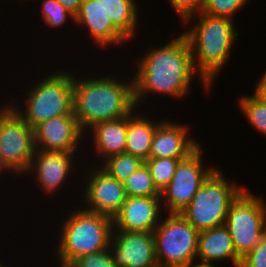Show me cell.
<instances>
[{"mask_svg": "<svg viewBox=\"0 0 266 267\" xmlns=\"http://www.w3.org/2000/svg\"><path fill=\"white\" fill-rule=\"evenodd\" d=\"M189 129L186 124L162 120L154 132L149 158L189 157L201 146L194 137L188 135Z\"/></svg>", "mask_w": 266, "mask_h": 267, "instance_id": "2e32d148", "label": "cell"}, {"mask_svg": "<svg viewBox=\"0 0 266 267\" xmlns=\"http://www.w3.org/2000/svg\"><path fill=\"white\" fill-rule=\"evenodd\" d=\"M85 136L74 114L56 116L34 128L35 149L76 152Z\"/></svg>", "mask_w": 266, "mask_h": 267, "instance_id": "4fadbf2b", "label": "cell"}, {"mask_svg": "<svg viewBox=\"0 0 266 267\" xmlns=\"http://www.w3.org/2000/svg\"><path fill=\"white\" fill-rule=\"evenodd\" d=\"M58 71V72H57ZM36 79L26 92L24 110L14 104L9 105L31 127L61 115L73 114L74 76L68 71L57 70ZM14 105V106H13ZM26 106V107H25Z\"/></svg>", "mask_w": 266, "mask_h": 267, "instance_id": "5b68a950", "label": "cell"}, {"mask_svg": "<svg viewBox=\"0 0 266 267\" xmlns=\"http://www.w3.org/2000/svg\"><path fill=\"white\" fill-rule=\"evenodd\" d=\"M221 170L216 167L180 213L198 231L224 225L231 203L245 189Z\"/></svg>", "mask_w": 266, "mask_h": 267, "instance_id": "8992f818", "label": "cell"}, {"mask_svg": "<svg viewBox=\"0 0 266 267\" xmlns=\"http://www.w3.org/2000/svg\"><path fill=\"white\" fill-rule=\"evenodd\" d=\"M85 171V189L82 195L85 210L102 213L112 218L121 210L127 195L122 182L110 176L100 166ZM86 206V207H85Z\"/></svg>", "mask_w": 266, "mask_h": 267, "instance_id": "8fae6325", "label": "cell"}, {"mask_svg": "<svg viewBox=\"0 0 266 267\" xmlns=\"http://www.w3.org/2000/svg\"><path fill=\"white\" fill-rule=\"evenodd\" d=\"M136 110L139 111L135 108L128 115L125 152L145 162L149 159L154 132L162 121H152L148 117H144V115L136 114Z\"/></svg>", "mask_w": 266, "mask_h": 267, "instance_id": "ffe728a7", "label": "cell"}, {"mask_svg": "<svg viewBox=\"0 0 266 267\" xmlns=\"http://www.w3.org/2000/svg\"><path fill=\"white\" fill-rule=\"evenodd\" d=\"M253 94L266 104V84H256Z\"/></svg>", "mask_w": 266, "mask_h": 267, "instance_id": "1f68e13d", "label": "cell"}, {"mask_svg": "<svg viewBox=\"0 0 266 267\" xmlns=\"http://www.w3.org/2000/svg\"><path fill=\"white\" fill-rule=\"evenodd\" d=\"M139 58L136 65L138 70L133 77L134 99L138 108L148 94L184 98L195 74H198L205 90L211 89L195 70L190 44L183 33L163 46H152Z\"/></svg>", "mask_w": 266, "mask_h": 267, "instance_id": "6da1fadb", "label": "cell"}, {"mask_svg": "<svg viewBox=\"0 0 266 267\" xmlns=\"http://www.w3.org/2000/svg\"><path fill=\"white\" fill-rule=\"evenodd\" d=\"M111 22L130 40L137 31L139 7L137 0H99Z\"/></svg>", "mask_w": 266, "mask_h": 267, "instance_id": "44dd1931", "label": "cell"}, {"mask_svg": "<svg viewBox=\"0 0 266 267\" xmlns=\"http://www.w3.org/2000/svg\"><path fill=\"white\" fill-rule=\"evenodd\" d=\"M35 151L34 129L5 104L0 109V171L26 174Z\"/></svg>", "mask_w": 266, "mask_h": 267, "instance_id": "ba28073f", "label": "cell"}, {"mask_svg": "<svg viewBox=\"0 0 266 267\" xmlns=\"http://www.w3.org/2000/svg\"><path fill=\"white\" fill-rule=\"evenodd\" d=\"M75 153L36 150L26 174L35 172L38 185L49 196L64 186L69 174L74 172Z\"/></svg>", "mask_w": 266, "mask_h": 267, "instance_id": "9a60e30c", "label": "cell"}, {"mask_svg": "<svg viewBox=\"0 0 266 267\" xmlns=\"http://www.w3.org/2000/svg\"><path fill=\"white\" fill-rule=\"evenodd\" d=\"M240 267H266V233L259 243L242 258Z\"/></svg>", "mask_w": 266, "mask_h": 267, "instance_id": "f1b7e54d", "label": "cell"}, {"mask_svg": "<svg viewBox=\"0 0 266 267\" xmlns=\"http://www.w3.org/2000/svg\"><path fill=\"white\" fill-rule=\"evenodd\" d=\"M257 84H266V71L265 73L259 78V80L256 82Z\"/></svg>", "mask_w": 266, "mask_h": 267, "instance_id": "836d02e7", "label": "cell"}, {"mask_svg": "<svg viewBox=\"0 0 266 267\" xmlns=\"http://www.w3.org/2000/svg\"><path fill=\"white\" fill-rule=\"evenodd\" d=\"M197 262H198L197 260L192 261L183 267H217V266H215L214 263H205V262H201V261H199V263H197Z\"/></svg>", "mask_w": 266, "mask_h": 267, "instance_id": "d6a6232c", "label": "cell"}, {"mask_svg": "<svg viewBox=\"0 0 266 267\" xmlns=\"http://www.w3.org/2000/svg\"><path fill=\"white\" fill-rule=\"evenodd\" d=\"M123 185L127 196L160 197L161 195L145 163L129 176Z\"/></svg>", "mask_w": 266, "mask_h": 267, "instance_id": "603a6c76", "label": "cell"}, {"mask_svg": "<svg viewBox=\"0 0 266 267\" xmlns=\"http://www.w3.org/2000/svg\"><path fill=\"white\" fill-rule=\"evenodd\" d=\"M62 221L60 240L55 249L58 262L71 264L82 255L109 249L113 218L82 208H74Z\"/></svg>", "mask_w": 266, "mask_h": 267, "instance_id": "277c9868", "label": "cell"}, {"mask_svg": "<svg viewBox=\"0 0 266 267\" xmlns=\"http://www.w3.org/2000/svg\"><path fill=\"white\" fill-rule=\"evenodd\" d=\"M75 25L88 29L95 46H122L130 41L110 20L100 6L99 0H83L79 13L75 16Z\"/></svg>", "mask_w": 266, "mask_h": 267, "instance_id": "e0dca14e", "label": "cell"}, {"mask_svg": "<svg viewBox=\"0 0 266 267\" xmlns=\"http://www.w3.org/2000/svg\"><path fill=\"white\" fill-rule=\"evenodd\" d=\"M202 150L200 146L189 157L181 160L171 181L162 190L160 198L164 214L183 212L203 182L216 169L203 165Z\"/></svg>", "mask_w": 266, "mask_h": 267, "instance_id": "30bf717a", "label": "cell"}, {"mask_svg": "<svg viewBox=\"0 0 266 267\" xmlns=\"http://www.w3.org/2000/svg\"><path fill=\"white\" fill-rule=\"evenodd\" d=\"M128 128V115L119 119H112L98 122L93 125L86 133L92 136L96 157L105 159L125 152L126 134ZM91 130V131H90Z\"/></svg>", "mask_w": 266, "mask_h": 267, "instance_id": "d6986e66", "label": "cell"}, {"mask_svg": "<svg viewBox=\"0 0 266 267\" xmlns=\"http://www.w3.org/2000/svg\"><path fill=\"white\" fill-rule=\"evenodd\" d=\"M60 267H74V266L71 265V264H66V263H61L60 262Z\"/></svg>", "mask_w": 266, "mask_h": 267, "instance_id": "e575fe53", "label": "cell"}, {"mask_svg": "<svg viewBox=\"0 0 266 267\" xmlns=\"http://www.w3.org/2000/svg\"><path fill=\"white\" fill-rule=\"evenodd\" d=\"M143 163L144 161L140 158L123 152L105 159L99 166L110 176L123 183L129 176L136 172Z\"/></svg>", "mask_w": 266, "mask_h": 267, "instance_id": "7402d4cb", "label": "cell"}, {"mask_svg": "<svg viewBox=\"0 0 266 267\" xmlns=\"http://www.w3.org/2000/svg\"><path fill=\"white\" fill-rule=\"evenodd\" d=\"M231 260L240 267L242 258L235 251L232 238L225 225L199 231L196 260L205 263Z\"/></svg>", "mask_w": 266, "mask_h": 267, "instance_id": "ac0fdd59", "label": "cell"}, {"mask_svg": "<svg viewBox=\"0 0 266 267\" xmlns=\"http://www.w3.org/2000/svg\"><path fill=\"white\" fill-rule=\"evenodd\" d=\"M43 22L51 28L60 27L66 24L68 18L75 22V16L67 11L57 0H42Z\"/></svg>", "mask_w": 266, "mask_h": 267, "instance_id": "4316f807", "label": "cell"}, {"mask_svg": "<svg viewBox=\"0 0 266 267\" xmlns=\"http://www.w3.org/2000/svg\"><path fill=\"white\" fill-rule=\"evenodd\" d=\"M72 15L76 16L81 8L83 0H57Z\"/></svg>", "mask_w": 266, "mask_h": 267, "instance_id": "4dcf8cb0", "label": "cell"}, {"mask_svg": "<svg viewBox=\"0 0 266 267\" xmlns=\"http://www.w3.org/2000/svg\"><path fill=\"white\" fill-rule=\"evenodd\" d=\"M197 15L193 14L182 22L191 24L193 19L196 22L198 20L182 33L190 44L195 70L212 87L215 78L226 65L239 34L234 25L235 20L202 12Z\"/></svg>", "mask_w": 266, "mask_h": 267, "instance_id": "3957f363", "label": "cell"}, {"mask_svg": "<svg viewBox=\"0 0 266 267\" xmlns=\"http://www.w3.org/2000/svg\"><path fill=\"white\" fill-rule=\"evenodd\" d=\"M71 265L74 267H117L109 249L82 255L75 259Z\"/></svg>", "mask_w": 266, "mask_h": 267, "instance_id": "83f0119b", "label": "cell"}, {"mask_svg": "<svg viewBox=\"0 0 266 267\" xmlns=\"http://www.w3.org/2000/svg\"><path fill=\"white\" fill-rule=\"evenodd\" d=\"M183 159L186 158H149L144 162L149 168L154 184L160 192L169 184L179 162Z\"/></svg>", "mask_w": 266, "mask_h": 267, "instance_id": "d4e9b609", "label": "cell"}, {"mask_svg": "<svg viewBox=\"0 0 266 267\" xmlns=\"http://www.w3.org/2000/svg\"><path fill=\"white\" fill-rule=\"evenodd\" d=\"M109 250L117 267H158L153 233L113 231Z\"/></svg>", "mask_w": 266, "mask_h": 267, "instance_id": "7c38bea8", "label": "cell"}, {"mask_svg": "<svg viewBox=\"0 0 266 267\" xmlns=\"http://www.w3.org/2000/svg\"><path fill=\"white\" fill-rule=\"evenodd\" d=\"M153 231L158 267H183L196 261L199 231L180 213H167Z\"/></svg>", "mask_w": 266, "mask_h": 267, "instance_id": "52a82bcc", "label": "cell"}, {"mask_svg": "<svg viewBox=\"0 0 266 267\" xmlns=\"http://www.w3.org/2000/svg\"><path fill=\"white\" fill-rule=\"evenodd\" d=\"M160 197L127 196L121 210L113 218V231L153 233L162 216Z\"/></svg>", "mask_w": 266, "mask_h": 267, "instance_id": "5bb4252c", "label": "cell"}, {"mask_svg": "<svg viewBox=\"0 0 266 267\" xmlns=\"http://www.w3.org/2000/svg\"><path fill=\"white\" fill-rule=\"evenodd\" d=\"M238 106L255 130L266 137V104L254 94L241 96Z\"/></svg>", "mask_w": 266, "mask_h": 267, "instance_id": "cb8c5ba5", "label": "cell"}, {"mask_svg": "<svg viewBox=\"0 0 266 267\" xmlns=\"http://www.w3.org/2000/svg\"><path fill=\"white\" fill-rule=\"evenodd\" d=\"M250 0H206L202 13L226 17L233 20L235 13L241 11ZM234 15V16H233Z\"/></svg>", "mask_w": 266, "mask_h": 267, "instance_id": "484cf974", "label": "cell"}, {"mask_svg": "<svg viewBox=\"0 0 266 267\" xmlns=\"http://www.w3.org/2000/svg\"><path fill=\"white\" fill-rule=\"evenodd\" d=\"M94 77L82 79L76 74L73 81V114L85 134L98 122L125 117L137 108L133 79L123 82L112 75Z\"/></svg>", "mask_w": 266, "mask_h": 267, "instance_id": "7a4b0ae2", "label": "cell"}, {"mask_svg": "<svg viewBox=\"0 0 266 267\" xmlns=\"http://www.w3.org/2000/svg\"><path fill=\"white\" fill-rule=\"evenodd\" d=\"M0 267H6L5 265H3V263H1V261H0Z\"/></svg>", "mask_w": 266, "mask_h": 267, "instance_id": "d590c367", "label": "cell"}, {"mask_svg": "<svg viewBox=\"0 0 266 267\" xmlns=\"http://www.w3.org/2000/svg\"><path fill=\"white\" fill-rule=\"evenodd\" d=\"M173 7V10L177 12L181 21L193 14L202 12L206 0H168Z\"/></svg>", "mask_w": 266, "mask_h": 267, "instance_id": "f546056e", "label": "cell"}, {"mask_svg": "<svg viewBox=\"0 0 266 267\" xmlns=\"http://www.w3.org/2000/svg\"><path fill=\"white\" fill-rule=\"evenodd\" d=\"M244 189L231 203L225 226L237 254L243 258L266 233V203Z\"/></svg>", "mask_w": 266, "mask_h": 267, "instance_id": "9c48e42d", "label": "cell"}]
</instances>
